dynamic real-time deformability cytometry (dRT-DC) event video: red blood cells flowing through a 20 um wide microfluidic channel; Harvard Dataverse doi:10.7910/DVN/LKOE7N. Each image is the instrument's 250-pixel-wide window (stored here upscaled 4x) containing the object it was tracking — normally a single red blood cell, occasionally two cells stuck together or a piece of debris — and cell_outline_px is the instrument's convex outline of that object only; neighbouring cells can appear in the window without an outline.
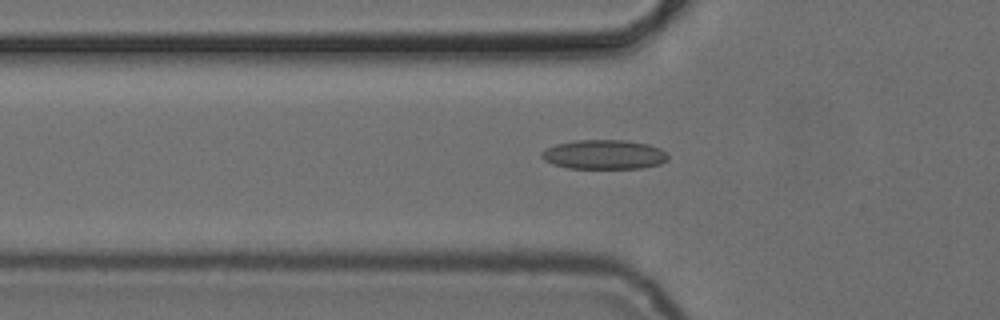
{"species": "common noctule bat (a hibernating species)", "species_latin": "Nyctalus noctula", "temperature_condition": "cold", "stored_images_in_passage": 6, "camera_frame_rate_fps": 3000, "um_per_image_px": 0.085, "animal": {"sex": "female", "body_mass_g": 24.6, "forearm_length_mm": 56.2}, "frame": {"image": 1, "passage_image": 6, "time_ms": 7.333, "image_size_px": [1000, 320], "cell_outline_px": [[668, 160], [660, 164], [640, 168], [568, 168], [552, 164], [544, 160], [540, 156], [540, 152], [556, 144], [576, 140], [624, 140], [648, 144], [660, 148], [668, 156]], "centroid_in_image_um": [51.33, 13.13], "position_along_channel_um": 74.5, "area_um2": 21.62}}